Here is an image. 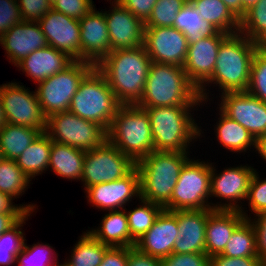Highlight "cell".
<instances>
[{"instance_id":"1","label":"cell","mask_w":266,"mask_h":266,"mask_svg":"<svg viewBox=\"0 0 266 266\" xmlns=\"http://www.w3.org/2000/svg\"><path fill=\"white\" fill-rule=\"evenodd\" d=\"M260 46L240 32L229 34L221 42L212 76L198 89L202 101L199 109L214 103V87L218 95L247 90L253 58Z\"/></svg>"},{"instance_id":"2","label":"cell","mask_w":266,"mask_h":266,"mask_svg":"<svg viewBox=\"0 0 266 266\" xmlns=\"http://www.w3.org/2000/svg\"><path fill=\"white\" fill-rule=\"evenodd\" d=\"M198 108L200 106L143 108L150 118L153 151L192 153L190 148L195 142H201V138L206 140L204 131L207 130L201 128L203 123L196 119L198 110L201 111Z\"/></svg>"},{"instance_id":"3","label":"cell","mask_w":266,"mask_h":266,"mask_svg":"<svg viewBox=\"0 0 266 266\" xmlns=\"http://www.w3.org/2000/svg\"><path fill=\"white\" fill-rule=\"evenodd\" d=\"M152 63L144 46L111 51L95 67L105 76L120 105H137Z\"/></svg>"},{"instance_id":"4","label":"cell","mask_w":266,"mask_h":266,"mask_svg":"<svg viewBox=\"0 0 266 266\" xmlns=\"http://www.w3.org/2000/svg\"><path fill=\"white\" fill-rule=\"evenodd\" d=\"M201 103L198 89L189 81L183 67L152 61L137 106H201Z\"/></svg>"},{"instance_id":"5","label":"cell","mask_w":266,"mask_h":266,"mask_svg":"<svg viewBox=\"0 0 266 266\" xmlns=\"http://www.w3.org/2000/svg\"><path fill=\"white\" fill-rule=\"evenodd\" d=\"M192 153L152 151L136 162L140 198L164 207L170 200L180 171Z\"/></svg>"},{"instance_id":"6","label":"cell","mask_w":266,"mask_h":266,"mask_svg":"<svg viewBox=\"0 0 266 266\" xmlns=\"http://www.w3.org/2000/svg\"><path fill=\"white\" fill-rule=\"evenodd\" d=\"M107 140L135 163L153 151L150 118L137 105H120L107 131Z\"/></svg>"},{"instance_id":"7","label":"cell","mask_w":266,"mask_h":266,"mask_svg":"<svg viewBox=\"0 0 266 266\" xmlns=\"http://www.w3.org/2000/svg\"><path fill=\"white\" fill-rule=\"evenodd\" d=\"M119 106L105 76L94 67L80 82L69 111L108 131Z\"/></svg>"},{"instance_id":"8","label":"cell","mask_w":266,"mask_h":266,"mask_svg":"<svg viewBox=\"0 0 266 266\" xmlns=\"http://www.w3.org/2000/svg\"><path fill=\"white\" fill-rule=\"evenodd\" d=\"M168 211L211 209V161L190 158L180 171Z\"/></svg>"},{"instance_id":"9","label":"cell","mask_w":266,"mask_h":266,"mask_svg":"<svg viewBox=\"0 0 266 266\" xmlns=\"http://www.w3.org/2000/svg\"><path fill=\"white\" fill-rule=\"evenodd\" d=\"M94 67L87 61H73L61 72L37 83L35 91L44 115L69 111L80 82Z\"/></svg>"},{"instance_id":"10","label":"cell","mask_w":266,"mask_h":266,"mask_svg":"<svg viewBox=\"0 0 266 266\" xmlns=\"http://www.w3.org/2000/svg\"><path fill=\"white\" fill-rule=\"evenodd\" d=\"M45 133L53 142L89 151L107 140V131L99 124L82 119L70 111L47 117Z\"/></svg>"},{"instance_id":"11","label":"cell","mask_w":266,"mask_h":266,"mask_svg":"<svg viewBox=\"0 0 266 266\" xmlns=\"http://www.w3.org/2000/svg\"><path fill=\"white\" fill-rule=\"evenodd\" d=\"M216 163L211 161V199L215 198L214 201L211 200V209L240 210L256 170L251 166L254 164L229 165V167L226 165L227 167L221 171L218 170Z\"/></svg>"},{"instance_id":"12","label":"cell","mask_w":266,"mask_h":266,"mask_svg":"<svg viewBox=\"0 0 266 266\" xmlns=\"http://www.w3.org/2000/svg\"><path fill=\"white\" fill-rule=\"evenodd\" d=\"M136 163L128 156L121 153L112 143L106 140L103 144L92 150L86 151L81 187L83 192L92 185L112 182L128 175Z\"/></svg>"},{"instance_id":"13","label":"cell","mask_w":266,"mask_h":266,"mask_svg":"<svg viewBox=\"0 0 266 266\" xmlns=\"http://www.w3.org/2000/svg\"><path fill=\"white\" fill-rule=\"evenodd\" d=\"M12 81L0 84V99L6 122L45 132L47 117L42 111L36 91H30L20 81Z\"/></svg>"},{"instance_id":"14","label":"cell","mask_w":266,"mask_h":266,"mask_svg":"<svg viewBox=\"0 0 266 266\" xmlns=\"http://www.w3.org/2000/svg\"><path fill=\"white\" fill-rule=\"evenodd\" d=\"M218 97V98H217ZM216 106L228 117L241 124L257 140L266 133V103L247 91L216 95Z\"/></svg>"},{"instance_id":"15","label":"cell","mask_w":266,"mask_h":266,"mask_svg":"<svg viewBox=\"0 0 266 266\" xmlns=\"http://www.w3.org/2000/svg\"><path fill=\"white\" fill-rule=\"evenodd\" d=\"M87 203L100 211L125 209L140 198V175L135 167L119 180L92 185L85 191Z\"/></svg>"},{"instance_id":"16","label":"cell","mask_w":266,"mask_h":266,"mask_svg":"<svg viewBox=\"0 0 266 266\" xmlns=\"http://www.w3.org/2000/svg\"><path fill=\"white\" fill-rule=\"evenodd\" d=\"M110 4L104 11L108 27L111 51L144 46L145 23L124 8L117 0H105Z\"/></svg>"},{"instance_id":"17","label":"cell","mask_w":266,"mask_h":266,"mask_svg":"<svg viewBox=\"0 0 266 266\" xmlns=\"http://www.w3.org/2000/svg\"><path fill=\"white\" fill-rule=\"evenodd\" d=\"M144 47L153 62L183 67L188 42L186 36L173 26L145 27Z\"/></svg>"},{"instance_id":"18","label":"cell","mask_w":266,"mask_h":266,"mask_svg":"<svg viewBox=\"0 0 266 266\" xmlns=\"http://www.w3.org/2000/svg\"><path fill=\"white\" fill-rule=\"evenodd\" d=\"M38 24L47 44L66 53L74 61H81L79 20L51 9Z\"/></svg>"},{"instance_id":"19","label":"cell","mask_w":266,"mask_h":266,"mask_svg":"<svg viewBox=\"0 0 266 266\" xmlns=\"http://www.w3.org/2000/svg\"><path fill=\"white\" fill-rule=\"evenodd\" d=\"M228 35L218 31L214 36L188 45L183 68L189 81L197 89L212 76L220 44Z\"/></svg>"},{"instance_id":"20","label":"cell","mask_w":266,"mask_h":266,"mask_svg":"<svg viewBox=\"0 0 266 266\" xmlns=\"http://www.w3.org/2000/svg\"><path fill=\"white\" fill-rule=\"evenodd\" d=\"M80 24L81 61L95 66L111 52L108 27L104 11L96 6L83 18Z\"/></svg>"},{"instance_id":"21","label":"cell","mask_w":266,"mask_h":266,"mask_svg":"<svg viewBox=\"0 0 266 266\" xmlns=\"http://www.w3.org/2000/svg\"><path fill=\"white\" fill-rule=\"evenodd\" d=\"M47 41L38 22L22 21L0 37V46L14 67L33 51L46 47Z\"/></svg>"},{"instance_id":"22","label":"cell","mask_w":266,"mask_h":266,"mask_svg":"<svg viewBox=\"0 0 266 266\" xmlns=\"http://www.w3.org/2000/svg\"><path fill=\"white\" fill-rule=\"evenodd\" d=\"M177 237V217L171 211L163 209L151 228L136 241L134 247L143 254L163 259L173 253Z\"/></svg>"},{"instance_id":"23","label":"cell","mask_w":266,"mask_h":266,"mask_svg":"<svg viewBox=\"0 0 266 266\" xmlns=\"http://www.w3.org/2000/svg\"><path fill=\"white\" fill-rule=\"evenodd\" d=\"M214 209L171 211L177 217L179 237L173 253H206V223Z\"/></svg>"},{"instance_id":"24","label":"cell","mask_w":266,"mask_h":266,"mask_svg":"<svg viewBox=\"0 0 266 266\" xmlns=\"http://www.w3.org/2000/svg\"><path fill=\"white\" fill-rule=\"evenodd\" d=\"M73 61L66 53L47 45L33 51L15 67L23 74L25 73V76L31 79L30 81H34L33 85H36L40 81L61 72Z\"/></svg>"},{"instance_id":"25","label":"cell","mask_w":266,"mask_h":266,"mask_svg":"<svg viewBox=\"0 0 266 266\" xmlns=\"http://www.w3.org/2000/svg\"><path fill=\"white\" fill-rule=\"evenodd\" d=\"M216 111L217 117L215 116V118L217 119H214L216 124L212 125V130H214L213 135L215 134L216 137L215 141L218 142L217 146L224 147L223 149L231 154L244 156L246 153H255L256 139L252 134L241 124L224 114L218 107H216Z\"/></svg>"},{"instance_id":"26","label":"cell","mask_w":266,"mask_h":266,"mask_svg":"<svg viewBox=\"0 0 266 266\" xmlns=\"http://www.w3.org/2000/svg\"><path fill=\"white\" fill-rule=\"evenodd\" d=\"M245 220L239 210L214 209L206 223V254H221L234 230Z\"/></svg>"},{"instance_id":"27","label":"cell","mask_w":266,"mask_h":266,"mask_svg":"<svg viewBox=\"0 0 266 266\" xmlns=\"http://www.w3.org/2000/svg\"><path fill=\"white\" fill-rule=\"evenodd\" d=\"M98 226L88 231L109 247H131V234L125 209L106 211Z\"/></svg>"},{"instance_id":"28","label":"cell","mask_w":266,"mask_h":266,"mask_svg":"<svg viewBox=\"0 0 266 266\" xmlns=\"http://www.w3.org/2000/svg\"><path fill=\"white\" fill-rule=\"evenodd\" d=\"M86 151L52 141L48 170L68 181H80Z\"/></svg>"},{"instance_id":"29","label":"cell","mask_w":266,"mask_h":266,"mask_svg":"<svg viewBox=\"0 0 266 266\" xmlns=\"http://www.w3.org/2000/svg\"><path fill=\"white\" fill-rule=\"evenodd\" d=\"M51 146L52 140L42 132L15 160L31 182L48 171Z\"/></svg>"},{"instance_id":"30","label":"cell","mask_w":266,"mask_h":266,"mask_svg":"<svg viewBox=\"0 0 266 266\" xmlns=\"http://www.w3.org/2000/svg\"><path fill=\"white\" fill-rule=\"evenodd\" d=\"M199 15L218 31L234 34L240 30V20L222 0H189Z\"/></svg>"},{"instance_id":"31","label":"cell","mask_w":266,"mask_h":266,"mask_svg":"<svg viewBox=\"0 0 266 266\" xmlns=\"http://www.w3.org/2000/svg\"><path fill=\"white\" fill-rule=\"evenodd\" d=\"M80 235L62 266H99L109 246L98 241L88 229Z\"/></svg>"},{"instance_id":"32","label":"cell","mask_w":266,"mask_h":266,"mask_svg":"<svg viewBox=\"0 0 266 266\" xmlns=\"http://www.w3.org/2000/svg\"><path fill=\"white\" fill-rule=\"evenodd\" d=\"M173 27L181 31L187 38L188 45L198 42L205 37L214 36L218 30L211 23L205 21L188 0L177 13Z\"/></svg>"},{"instance_id":"33","label":"cell","mask_w":266,"mask_h":266,"mask_svg":"<svg viewBox=\"0 0 266 266\" xmlns=\"http://www.w3.org/2000/svg\"><path fill=\"white\" fill-rule=\"evenodd\" d=\"M40 133L38 129L6 122L0 128V149L3 158L16 160Z\"/></svg>"},{"instance_id":"34","label":"cell","mask_w":266,"mask_h":266,"mask_svg":"<svg viewBox=\"0 0 266 266\" xmlns=\"http://www.w3.org/2000/svg\"><path fill=\"white\" fill-rule=\"evenodd\" d=\"M136 207L131 210L125 208L128 227L131 234V247L142 237L153 225L155 219L164 209L161 205L139 198Z\"/></svg>"},{"instance_id":"35","label":"cell","mask_w":266,"mask_h":266,"mask_svg":"<svg viewBox=\"0 0 266 266\" xmlns=\"http://www.w3.org/2000/svg\"><path fill=\"white\" fill-rule=\"evenodd\" d=\"M221 255L226 257H258L255 229L245 219L233 232Z\"/></svg>"},{"instance_id":"36","label":"cell","mask_w":266,"mask_h":266,"mask_svg":"<svg viewBox=\"0 0 266 266\" xmlns=\"http://www.w3.org/2000/svg\"><path fill=\"white\" fill-rule=\"evenodd\" d=\"M33 213L28 212L14 227L0 235V266L16 264V256L27 241L23 226L35 215Z\"/></svg>"},{"instance_id":"37","label":"cell","mask_w":266,"mask_h":266,"mask_svg":"<svg viewBox=\"0 0 266 266\" xmlns=\"http://www.w3.org/2000/svg\"><path fill=\"white\" fill-rule=\"evenodd\" d=\"M30 181L15 160L3 159L0 162V192L17 200L30 188V184H33Z\"/></svg>"},{"instance_id":"38","label":"cell","mask_w":266,"mask_h":266,"mask_svg":"<svg viewBox=\"0 0 266 266\" xmlns=\"http://www.w3.org/2000/svg\"><path fill=\"white\" fill-rule=\"evenodd\" d=\"M51 244L37 242L28 245L25 241L23 249L16 256L17 266H62L60 256Z\"/></svg>"},{"instance_id":"39","label":"cell","mask_w":266,"mask_h":266,"mask_svg":"<svg viewBox=\"0 0 266 266\" xmlns=\"http://www.w3.org/2000/svg\"><path fill=\"white\" fill-rule=\"evenodd\" d=\"M240 33L261 46H266V0L248 10L240 20Z\"/></svg>"},{"instance_id":"40","label":"cell","mask_w":266,"mask_h":266,"mask_svg":"<svg viewBox=\"0 0 266 266\" xmlns=\"http://www.w3.org/2000/svg\"><path fill=\"white\" fill-rule=\"evenodd\" d=\"M257 170L258 169L255 170L249 184L248 194L245 200L248 204L245 203L239 210L245 219H251L260 212L266 210V178H262L260 176L261 174H259V170L258 172ZM247 205L249 210L246 207ZM251 214H253V216Z\"/></svg>"},{"instance_id":"41","label":"cell","mask_w":266,"mask_h":266,"mask_svg":"<svg viewBox=\"0 0 266 266\" xmlns=\"http://www.w3.org/2000/svg\"><path fill=\"white\" fill-rule=\"evenodd\" d=\"M246 91L266 103V46H260L255 52Z\"/></svg>"},{"instance_id":"42","label":"cell","mask_w":266,"mask_h":266,"mask_svg":"<svg viewBox=\"0 0 266 266\" xmlns=\"http://www.w3.org/2000/svg\"><path fill=\"white\" fill-rule=\"evenodd\" d=\"M188 0H157L145 27H170Z\"/></svg>"},{"instance_id":"43","label":"cell","mask_w":266,"mask_h":266,"mask_svg":"<svg viewBox=\"0 0 266 266\" xmlns=\"http://www.w3.org/2000/svg\"><path fill=\"white\" fill-rule=\"evenodd\" d=\"M95 6L93 0H56L52 5V9L80 20Z\"/></svg>"},{"instance_id":"44","label":"cell","mask_w":266,"mask_h":266,"mask_svg":"<svg viewBox=\"0 0 266 266\" xmlns=\"http://www.w3.org/2000/svg\"><path fill=\"white\" fill-rule=\"evenodd\" d=\"M22 21L17 0H0V37Z\"/></svg>"},{"instance_id":"45","label":"cell","mask_w":266,"mask_h":266,"mask_svg":"<svg viewBox=\"0 0 266 266\" xmlns=\"http://www.w3.org/2000/svg\"><path fill=\"white\" fill-rule=\"evenodd\" d=\"M23 21L38 22L51 9L48 0H17Z\"/></svg>"},{"instance_id":"46","label":"cell","mask_w":266,"mask_h":266,"mask_svg":"<svg viewBox=\"0 0 266 266\" xmlns=\"http://www.w3.org/2000/svg\"><path fill=\"white\" fill-rule=\"evenodd\" d=\"M161 266H210L206 253H172L161 259Z\"/></svg>"},{"instance_id":"47","label":"cell","mask_w":266,"mask_h":266,"mask_svg":"<svg viewBox=\"0 0 266 266\" xmlns=\"http://www.w3.org/2000/svg\"><path fill=\"white\" fill-rule=\"evenodd\" d=\"M249 220L255 229L258 258L266 265V210Z\"/></svg>"},{"instance_id":"48","label":"cell","mask_w":266,"mask_h":266,"mask_svg":"<svg viewBox=\"0 0 266 266\" xmlns=\"http://www.w3.org/2000/svg\"><path fill=\"white\" fill-rule=\"evenodd\" d=\"M210 266H266L258 257H226L217 254L210 257Z\"/></svg>"},{"instance_id":"49","label":"cell","mask_w":266,"mask_h":266,"mask_svg":"<svg viewBox=\"0 0 266 266\" xmlns=\"http://www.w3.org/2000/svg\"><path fill=\"white\" fill-rule=\"evenodd\" d=\"M124 8L128 9L135 17L145 22L156 4L157 0H117Z\"/></svg>"},{"instance_id":"50","label":"cell","mask_w":266,"mask_h":266,"mask_svg":"<svg viewBox=\"0 0 266 266\" xmlns=\"http://www.w3.org/2000/svg\"><path fill=\"white\" fill-rule=\"evenodd\" d=\"M15 199L11 196L0 192V213H28V212H37L38 205L37 203H22L15 204ZM36 210V211H35Z\"/></svg>"},{"instance_id":"51","label":"cell","mask_w":266,"mask_h":266,"mask_svg":"<svg viewBox=\"0 0 266 266\" xmlns=\"http://www.w3.org/2000/svg\"><path fill=\"white\" fill-rule=\"evenodd\" d=\"M128 247H109L99 266H127Z\"/></svg>"},{"instance_id":"52","label":"cell","mask_w":266,"mask_h":266,"mask_svg":"<svg viewBox=\"0 0 266 266\" xmlns=\"http://www.w3.org/2000/svg\"><path fill=\"white\" fill-rule=\"evenodd\" d=\"M127 266H161V259L143 254L135 247H128Z\"/></svg>"},{"instance_id":"53","label":"cell","mask_w":266,"mask_h":266,"mask_svg":"<svg viewBox=\"0 0 266 266\" xmlns=\"http://www.w3.org/2000/svg\"><path fill=\"white\" fill-rule=\"evenodd\" d=\"M27 213H0V235L14 227Z\"/></svg>"},{"instance_id":"54","label":"cell","mask_w":266,"mask_h":266,"mask_svg":"<svg viewBox=\"0 0 266 266\" xmlns=\"http://www.w3.org/2000/svg\"><path fill=\"white\" fill-rule=\"evenodd\" d=\"M231 12L239 19H242V0H222Z\"/></svg>"},{"instance_id":"55","label":"cell","mask_w":266,"mask_h":266,"mask_svg":"<svg viewBox=\"0 0 266 266\" xmlns=\"http://www.w3.org/2000/svg\"><path fill=\"white\" fill-rule=\"evenodd\" d=\"M255 154H258L257 156L264 160L262 162L266 163V133L256 140Z\"/></svg>"},{"instance_id":"56","label":"cell","mask_w":266,"mask_h":266,"mask_svg":"<svg viewBox=\"0 0 266 266\" xmlns=\"http://www.w3.org/2000/svg\"><path fill=\"white\" fill-rule=\"evenodd\" d=\"M259 0H242V18L246 12L258 3Z\"/></svg>"},{"instance_id":"57","label":"cell","mask_w":266,"mask_h":266,"mask_svg":"<svg viewBox=\"0 0 266 266\" xmlns=\"http://www.w3.org/2000/svg\"><path fill=\"white\" fill-rule=\"evenodd\" d=\"M6 123L2 101L0 99V128Z\"/></svg>"},{"instance_id":"58","label":"cell","mask_w":266,"mask_h":266,"mask_svg":"<svg viewBox=\"0 0 266 266\" xmlns=\"http://www.w3.org/2000/svg\"><path fill=\"white\" fill-rule=\"evenodd\" d=\"M4 158H3V155H2V151H1V149H0V162L3 160Z\"/></svg>"},{"instance_id":"59","label":"cell","mask_w":266,"mask_h":266,"mask_svg":"<svg viewBox=\"0 0 266 266\" xmlns=\"http://www.w3.org/2000/svg\"><path fill=\"white\" fill-rule=\"evenodd\" d=\"M48 2H49L51 5H53V4L56 2V0H48Z\"/></svg>"}]
</instances>
